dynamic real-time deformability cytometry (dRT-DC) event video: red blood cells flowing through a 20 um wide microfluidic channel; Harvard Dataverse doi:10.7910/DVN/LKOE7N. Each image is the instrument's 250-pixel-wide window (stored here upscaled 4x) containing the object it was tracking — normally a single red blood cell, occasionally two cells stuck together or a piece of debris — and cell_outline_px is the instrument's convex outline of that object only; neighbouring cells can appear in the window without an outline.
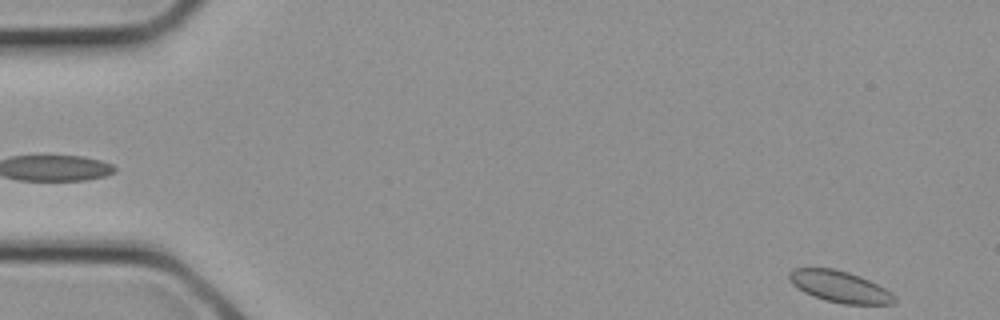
{"species": "common noctule bat (a hibernating species)", "species_latin": "Nyctalus noctula", "temperature_condition": "cold", "stored_images_in_passage": 3, "segment_of_instrument_passage": [2, 2], "camera_frame_rate_fps": 3000, "um_per_image_px": 0.085, "animal": {"sex": "female", "body_mass_g": 21.9}, "frame": {"image": 1, "passage_image": 3, "time_ms": 0.667, "image_size_px": [1000, 320], "cell_outline_px": [[896, 304], [844, 304], [824, 300], [804, 292], [792, 284], [788, 280], [788, 272], [792, 268], [832, 268], [848, 272], [860, 276], [884, 288], [896, 300]], "centroid_in_image_um": [71.31, 24.36], "position_along_channel_um": 13.7, "area_um2": 19.13}}